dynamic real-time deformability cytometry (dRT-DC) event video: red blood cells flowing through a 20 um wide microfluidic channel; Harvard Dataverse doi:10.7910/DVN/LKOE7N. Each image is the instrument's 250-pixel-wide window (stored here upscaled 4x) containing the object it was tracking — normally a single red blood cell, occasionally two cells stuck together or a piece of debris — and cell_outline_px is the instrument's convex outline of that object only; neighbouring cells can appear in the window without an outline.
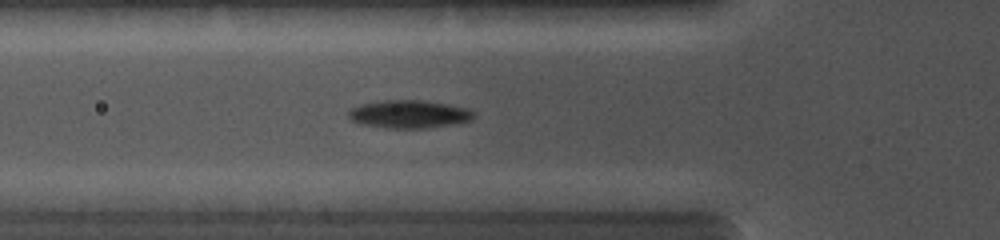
{"species": "common noctule bat (a hibernating species)", "species_latin": "Nyctalus noctula", "temperature_condition": "cold", "stored_images_in_passage": 13, "camera_frame_rate_fps": 5000, "um_per_image_px": 0.085, "animal": {"sex": "female", "body_mass_g": 19.0, "forearm_length_mm": 56.7}, "frame": {"image": 1, "passage_image": 6, "time_ms": 2.2, "image_size_px": [1000, 240], "cell_outline_px": [[476, 116], [472, 120], [456, 124], [428, 128], [388, 128], [360, 124], [352, 120], [348, 116], [348, 108], [360, 104], [384, 100], [424, 100], [448, 104], [468, 108], [476, 112]], "centroid_in_image_um": [34.8, 9.7], "position_along_channel_um": 91.0, "area_um2": 20.81}}